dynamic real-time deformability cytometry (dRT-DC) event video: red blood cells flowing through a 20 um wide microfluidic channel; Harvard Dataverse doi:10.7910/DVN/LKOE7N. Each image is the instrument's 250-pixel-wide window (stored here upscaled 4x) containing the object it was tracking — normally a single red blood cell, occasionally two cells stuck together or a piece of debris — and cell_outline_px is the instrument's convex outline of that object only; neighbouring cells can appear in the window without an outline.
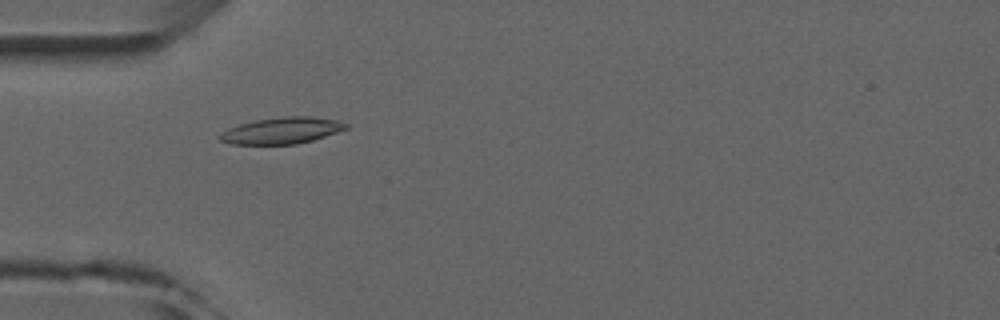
{"species": "common noctule bat (a hibernating species)", "species_latin": "Nyctalus noctula", "temperature_condition": "room temperature", "stored_images_in_passage": 6, "camera_frame_rate_fps": 3000, "um_per_image_px": 0.085, "animal": {"sex": "male", "forearm_length_mm": 52.5}, "frame": {"image": 1, "passage_image": 5, "time_ms": 4.667, "image_size_px": [1000, 320], "cell_outline_px": [[348, 128], [312, 140], [296, 144], [232, 144], [220, 140], [220, 136], [228, 128], [240, 124], [256, 120], [284, 116], [312, 116], [336, 120], [348, 124]], "centroid_in_image_um": [23.98, 11.09], "position_along_channel_um": 61.0, "area_um2": 19.13}}
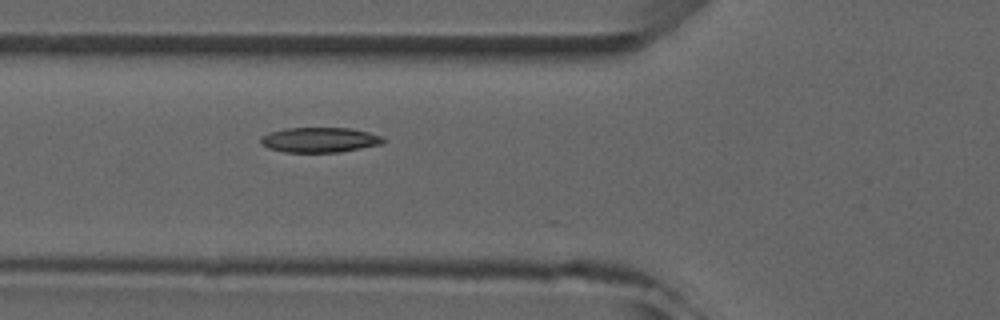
{"frame": {"image": 2, "passage_image": 6, "time_ms": 5.667, "image_size_px": [1000, 320], "cell_outline_px": [[388, 140], [384, 144], [340, 152], [284, 152], [268, 148], [260, 144], [260, 136], [268, 132], [288, 128], [352, 128], [384, 136]], "centroid_in_image_um": [27.21, 11.89], "position_along_channel_um": 98.6, "area_um2": 18.21}}